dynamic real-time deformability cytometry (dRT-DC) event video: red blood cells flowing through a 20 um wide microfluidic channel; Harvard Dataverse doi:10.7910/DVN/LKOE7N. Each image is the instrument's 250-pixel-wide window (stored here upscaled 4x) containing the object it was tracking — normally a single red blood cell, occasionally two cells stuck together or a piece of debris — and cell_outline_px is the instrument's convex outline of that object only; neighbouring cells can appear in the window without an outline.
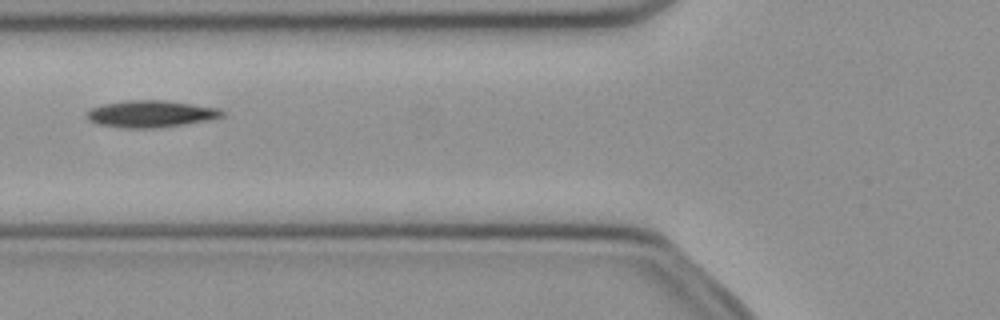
{"species": "common noctule bat (a hibernating species)", "species_latin": "Nyctalus noctula", "temperature_condition": "cold", "stored_images_in_passage": 48, "camera_frame_rate_fps": 3000, "um_per_image_px": 0.085, "animal": {"sex": "female", "body_mass_g": 21.9}, "frame": {"image": 1, "passage_image": 16, "time_ms": 5.0, "image_size_px": [1000, 320], "cell_outline_px": [[224, 116], [208, 120], [184, 124], [156, 128], [124, 128], [96, 124], [88, 120], [84, 116], [84, 112], [92, 108], [104, 104], [128, 100], [164, 100], [220, 108], [224, 112]], "centroid_in_image_um": [12.78, 9.68], "position_along_channel_um": 113.0, "area_um2": 21.33}}
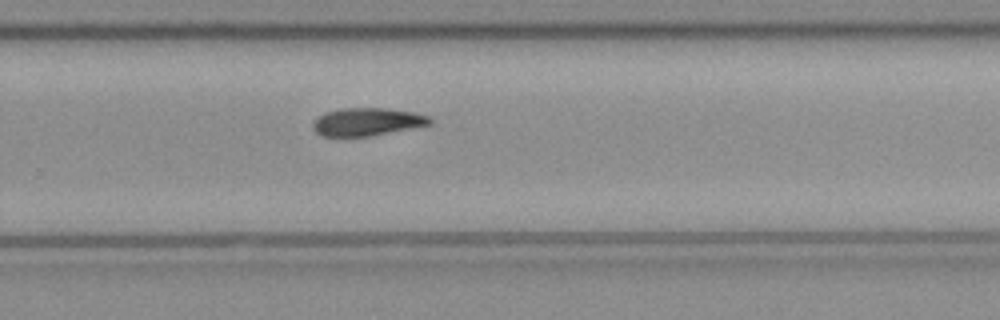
{"frame": {"image": 2, "passage_image": 30, "time_ms": 9.667, "image_size_px": [1000, 320], "cell_outline_px": [[432, 124], [372, 136], [320, 136], [312, 128], [312, 124], [324, 112], [340, 108], [384, 108], [412, 112], [428, 116], [432, 120]], "centroid_in_image_um": [31.19, 10.36], "position_along_channel_um": 298.6, "area_um2": 18.96}}
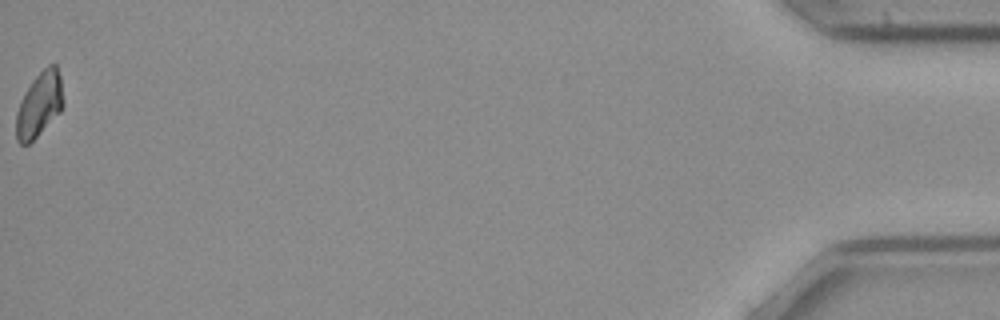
{"frame": {"image": 3, "passage_image": 48, "time_ms": 15.667, "image_size_px": [1000, 320], "cell_outline_px": [[64, 104], [60, 112], [28, 144], [20, 144], [16, 140], [16, 112], [20, 100], [32, 80], [48, 64], [56, 64], [60, 76], [64, 100]], "centroid_in_image_um": [3.34, 8.87], "position_along_channel_um": 431.9, "area_um2": 17.69}, "authors_computed_cell_mechanics": {"area_um2": 19.5075, "velocity_mm_per_s": 3.9789, "shape_relaxation_time_tau1_ms": 3.6256, "shape_relaxation_time_tau2_ms": null, "deformation_change_tau1": 0.121, "deformation_change_tau2": null}}